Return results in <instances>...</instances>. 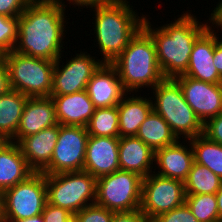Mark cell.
I'll return each mask as SVG.
<instances>
[{
    "instance_id": "1",
    "label": "cell",
    "mask_w": 222,
    "mask_h": 222,
    "mask_svg": "<svg viewBox=\"0 0 222 222\" xmlns=\"http://www.w3.org/2000/svg\"><path fill=\"white\" fill-rule=\"evenodd\" d=\"M65 10L58 0H32L18 17V39L13 51L56 61L64 52Z\"/></svg>"
},
{
    "instance_id": "2",
    "label": "cell",
    "mask_w": 222,
    "mask_h": 222,
    "mask_svg": "<svg viewBox=\"0 0 222 222\" xmlns=\"http://www.w3.org/2000/svg\"><path fill=\"white\" fill-rule=\"evenodd\" d=\"M150 18L145 17L143 28L154 40L157 61L165 78L183 75L189 64L195 41L210 27L198 22L197 17L185 11L177 20L158 28L151 27ZM155 28V29H154Z\"/></svg>"
},
{
    "instance_id": "3",
    "label": "cell",
    "mask_w": 222,
    "mask_h": 222,
    "mask_svg": "<svg viewBox=\"0 0 222 222\" xmlns=\"http://www.w3.org/2000/svg\"><path fill=\"white\" fill-rule=\"evenodd\" d=\"M130 0H113L102 6L92 7L96 34L103 63L111 64L126 48L130 40L143 27L145 15L139 17L130 4ZM95 24V25H94Z\"/></svg>"
},
{
    "instance_id": "4",
    "label": "cell",
    "mask_w": 222,
    "mask_h": 222,
    "mask_svg": "<svg viewBox=\"0 0 222 222\" xmlns=\"http://www.w3.org/2000/svg\"><path fill=\"white\" fill-rule=\"evenodd\" d=\"M111 64L117 69L119 79L129 93L150 86L152 91L165 79L157 61L154 40L143 27Z\"/></svg>"
},
{
    "instance_id": "5",
    "label": "cell",
    "mask_w": 222,
    "mask_h": 222,
    "mask_svg": "<svg viewBox=\"0 0 222 222\" xmlns=\"http://www.w3.org/2000/svg\"><path fill=\"white\" fill-rule=\"evenodd\" d=\"M153 95V110L164 119L178 139L189 140L203 134L202 122L187 104L182 88L174 78H165L158 83L153 88Z\"/></svg>"
},
{
    "instance_id": "6",
    "label": "cell",
    "mask_w": 222,
    "mask_h": 222,
    "mask_svg": "<svg viewBox=\"0 0 222 222\" xmlns=\"http://www.w3.org/2000/svg\"><path fill=\"white\" fill-rule=\"evenodd\" d=\"M13 90L28 98L50 97L55 61L30 57L15 51L2 55Z\"/></svg>"
},
{
    "instance_id": "7",
    "label": "cell",
    "mask_w": 222,
    "mask_h": 222,
    "mask_svg": "<svg viewBox=\"0 0 222 222\" xmlns=\"http://www.w3.org/2000/svg\"><path fill=\"white\" fill-rule=\"evenodd\" d=\"M97 179L87 171L46 174L47 199L73 215L94 204Z\"/></svg>"
},
{
    "instance_id": "8",
    "label": "cell",
    "mask_w": 222,
    "mask_h": 222,
    "mask_svg": "<svg viewBox=\"0 0 222 222\" xmlns=\"http://www.w3.org/2000/svg\"><path fill=\"white\" fill-rule=\"evenodd\" d=\"M143 177L134 172L117 170L97 179V205L108 210L133 212L140 209Z\"/></svg>"
},
{
    "instance_id": "9",
    "label": "cell",
    "mask_w": 222,
    "mask_h": 222,
    "mask_svg": "<svg viewBox=\"0 0 222 222\" xmlns=\"http://www.w3.org/2000/svg\"><path fill=\"white\" fill-rule=\"evenodd\" d=\"M47 202L46 174L33 172L2 193L3 216L15 222L41 215Z\"/></svg>"
},
{
    "instance_id": "10",
    "label": "cell",
    "mask_w": 222,
    "mask_h": 222,
    "mask_svg": "<svg viewBox=\"0 0 222 222\" xmlns=\"http://www.w3.org/2000/svg\"><path fill=\"white\" fill-rule=\"evenodd\" d=\"M184 182L150 173L142 181L140 211L151 221L185 203Z\"/></svg>"
},
{
    "instance_id": "11",
    "label": "cell",
    "mask_w": 222,
    "mask_h": 222,
    "mask_svg": "<svg viewBox=\"0 0 222 222\" xmlns=\"http://www.w3.org/2000/svg\"><path fill=\"white\" fill-rule=\"evenodd\" d=\"M89 134L86 127L59 124V136L44 174L82 171Z\"/></svg>"
},
{
    "instance_id": "12",
    "label": "cell",
    "mask_w": 222,
    "mask_h": 222,
    "mask_svg": "<svg viewBox=\"0 0 222 222\" xmlns=\"http://www.w3.org/2000/svg\"><path fill=\"white\" fill-rule=\"evenodd\" d=\"M86 53L84 51L75 53L76 56L67 60L66 65L61 60L63 55L55 61L51 96L68 95L86 90L88 81L103 64L101 58L95 59L94 56L91 57L89 53Z\"/></svg>"
},
{
    "instance_id": "13",
    "label": "cell",
    "mask_w": 222,
    "mask_h": 222,
    "mask_svg": "<svg viewBox=\"0 0 222 222\" xmlns=\"http://www.w3.org/2000/svg\"><path fill=\"white\" fill-rule=\"evenodd\" d=\"M182 88L187 104L205 124L222 113V83H208L185 75L174 78Z\"/></svg>"
},
{
    "instance_id": "14",
    "label": "cell",
    "mask_w": 222,
    "mask_h": 222,
    "mask_svg": "<svg viewBox=\"0 0 222 222\" xmlns=\"http://www.w3.org/2000/svg\"><path fill=\"white\" fill-rule=\"evenodd\" d=\"M86 92L95 109L117 106L128 93L117 69L108 63H103L94 73L87 83Z\"/></svg>"
},
{
    "instance_id": "15",
    "label": "cell",
    "mask_w": 222,
    "mask_h": 222,
    "mask_svg": "<svg viewBox=\"0 0 222 222\" xmlns=\"http://www.w3.org/2000/svg\"><path fill=\"white\" fill-rule=\"evenodd\" d=\"M119 169V138L89 136L83 170L98 179Z\"/></svg>"
},
{
    "instance_id": "16",
    "label": "cell",
    "mask_w": 222,
    "mask_h": 222,
    "mask_svg": "<svg viewBox=\"0 0 222 222\" xmlns=\"http://www.w3.org/2000/svg\"><path fill=\"white\" fill-rule=\"evenodd\" d=\"M210 26L194 43L189 64L183 74L192 79L212 84L222 83V77L214 66L215 32Z\"/></svg>"
},
{
    "instance_id": "17",
    "label": "cell",
    "mask_w": 222,
    "mask_h": 222,
    "mask_svg": "<svg viewBox=\"0 0 222 222\" xmlns=\"http://www.w3.org/2000/svg\"><path fill=\"white\" fill-rule=\"evenodd\" d=\"M180 140L178 139L174 144L155 151V169L153 170L155 171L157 168L156 174L159 176L184 182L194 162V153L189 140H185L186 143L188 141L187 144L189 145Z\"/></svg>"
},
{
    "instance_id": "18",
    "label": "cell",
    "mask_w": 222,
    "mask_h": 222,
    "mask_svg": "<svg viewBox=\"0 0 222 222\" xmlns=\"http://www.w3.org/2000/svg\"><path fill=\"white\" fill-rule=\"evenodd\" d=\"M57 124L55 103L51 97L28 98L18 130L10 141L18 143L24 137Z\"/></svg>"
},
{
    "instance_id": "19",
    "label": "cell",
    "mask_w": 222,
    "mask_h": 222,
    "mask_svg": "<svg viewBox=\"0 0 222 222\" xmlns=\"http://www.w3.org/2000/svg\"><path fill=\"white\" fill-rule=\"evenodd\" d=\"M58 136L59 124L24 137L17 143L34 172H41L50 163Z\"/></svg>"
},
{
    "instance_id": "20",
    "label": "cell",
    "mask_w": 222,
    "mask_h": 222,
    "mask_svg": "<svg viewBox=\"0 0 222 222\" xmlns=\"http://www.w3.org/2000/svg\"><path fill=\"white\" fill-rule=\"evenodd\" d=\"M55 103L56 119L60 125L86 127L94 114V105L86 90L50 96Z\"/></svg>"
},
{
    "instance_id": "21",
    "label": "cell",
    "mask_w": 222,
    "mask_h": 222,
    "mask_svg": "<svg viewBox=\"0 0 222 222\" xmlns=\"http://www.w3.org/2000/svg\"><path fill=\"white\" fill-rule=\"evenodd\" d=\"M155 152L136 136L119 137V166L145 178L154 172Z\"/></svg>"
},
{
    "instance_id": "22",
    "label": "cell",
    "mask_w": 222,
    "mask_h": 222,
    "mask_svg": "<svg viewBox=\"0 0 222 222\" xmlns=\"http://www.w3.org/2000/svg\"><path fill=\"white\" fill-rule=\"evenodd\" d=\"M33 172L19 145L13 141H5L0 147V192L24 181Z\"/></svg>"
},
{
    "instance_id": "23",
    "label": "cell",
    "mask_w": 222,
    "mask_h": 222,
    "mask_svg": "<svg viewBox=\"0 0 222 222\" xmlns=\"http://www.w3.org/2000/svg\"><path fill=\"white\" fill-rule=\"evenodd\" d=\"M127 93L117 105L119 116V137L136 136L140 125L153 110L152 98ZM151 99V100H149Z\"/></svg>"
},
{
    "instance_id": "24",
    "label": "cell",
    "mask_w": 222,
    "mask_h": 222,
    "mask_svg": "<svg viewBox=\"0 0 222 222\" xmlns=\"http://www.w3.org/2000/svg\"><path fill=\"white\" fill-rule=\"evenodd\" d=\"M28 97L11 89L0 96V135L10 141L16 134Z\"/></svg>"
},
{
    "instance_id": "25",
    "label": "cell",
    "mask_w": 222,
    "mask_h": 222,
    "mask_svg": "<svg viewBox=\"0 0 222 222\" xmlns=\"http://www.w3.org/2000/svg\"><path fill=\"white\" fill-rule=\"evenodd\" d=\"M136 137L148 145L154 152L172 145L178 140L171 131L170 126L154 110L150 112L145 121L140 125Z\"/></svg>"
},
{
    "instance_id": "26",
    "label": "cell",
    "mask_w": 222,
    "mask_h": 222,
    "mask_svg": "<svg viewBox=\"0 0 222 222\" xmlns=\"http://www.w3.org/2000/svg\"><path fill=\"white\" fill-rule=\"evenodd\" d=\"M194 153V162L209 168L222 179V145L199 135L189 139Z\"/></svg>"
},
{
    "instance_id": "27",
    "label": "cell",
    "mask_w": 222,
    "mask_h": 222,
    "mask_svg": "<svg viewBox=\"0 0 222 222\" xmlns=\"http://www.w3.org/2000/svg\"><path fill=\"white\" fill-rule=\"evenodd\" d=\"M184 186L186 194H216L222 179L209 168L193 162Z\"/></svg>"
},
{
    "instance_id": "28",
    "label": "cell",
    "mask_w": 222,
    "mask_h": 222,
    "mask_svg": "<svg viewBox=\"0 0 222 222\" xmlns=\"http://www.w3.org/2000/svg\"><path fill=\"white\" fill-rule=\"evenodd\" d=\"M86 129L89 136L119 138L117 106L95 109Z\"/></svg>"
},
{
    "instance_id": "29",
    "label": "cell",
    "mask_w": 222,
    "mask_h": 222,
    "mask_svg": "<svg viewBox=\"0 0 222 222\" xmlns=\"http://www.w3.org/2000/svg\"><path fill=\"white\" fill-rule=\"evenodd\" d=\"M185 203L199 222H220L215 194H186Z\"/></svg>"
},
{
    "instance_id": "30",
    "label": "cell",
    "mask_w": 222,
    "mask_h": 222,
    "mask_svg": "<svg viewBox=\"0 0 222 222\" xmlns=\"http://www.w3.org/2000/svg\"><path fill=\"white\" fill-rule=\"evenodd\" d=\"M18 39V17L0 15V52L14 50Z\"/></svg>"
},
{
    "instance_id": "31",
    "label": "cell",
    "mask_w": 222,
    "mask_h": 222,
    "mask_svg": "<svg viewBox=\"0 0 222 222\" xmlns=\"http://www.w3.org/2000/svg\"><path fill=\"white\" fill-rule=\"evenodd\" d=\"M114 211L97 205H88L74 215V222H112Z\"/></svg>"
},
{
    "instance_id": "32",
    "label": "cell",
    "mask_w": 222,
    "mask_h": 222,
    "mask_svg": "<svg viewBox=\"0 0 222 222\" xmlns=\"http://www.w3.org/2000/svg\"><path fill=\"white\" fill-rule=\"evenodd\" d=\"M153 222H199L186 203L156 217Z\"/></svg>"
},
{
    "instance_id": "33",
    "label": "cell",
    "mask_w": 222,
    "mask_h": 222,
    "mask_svg": "<svg viewBox=\"0 0 222 222\" xmlns=\"http://www.w3.org/2000/svg\"><path fill=\"white\" fill-rule=\"evenodd\" d=\"M44 222H74V215L66 209L46 203L42 212Z\"/></svg>"
},
{
    "instance_id": "34",
    "label": "cell",
    "mask_w": 222,
    "mask_h": 222,
    "mask_svg": "<svg viewBox=\"0 0 222 222\" xmlns=\"http://www.w3.org/2000/svg\"><path fill=\"white\" fill-rule=\"evenodd\" d=\"M203 135L222 145V113L203 124Z\"/></svg>"
},
{
    "instance_id": "35",
    "label": "cell",
    "mask_w": 222,
    "mask_h": 222,
    "mask_svg": "<svg viewBox=\"0 0 222 222\" xmlns=\"http://www.w3.org/2000/svg\"><path fill=\"white\" fill-rule=\"evenodd\" d=\"M32 0H0V15L19 17Z\"/></svg>"
},
{
    "instance_id": "36",
    "label": "cell",
    "mask_w": 222,
    "mask_h": 222,
    "mask_svg": "<svg viewBox=\"0 0 222 222\" xmlns=\"http://www.w3.org/2000/svg\"><path fill=\"white\" fill-rule=\"evenodd\" d=\"M112 222H153L148 219L141 211L114 213Z\"/></svg>"
},
{
    "instance_id": "37",
    "label": "cell",
    "mask_w": 222,
    "mask_h": 222,
    "mask_svg": "<svg viewBox=\"0 0 222 222\" xmlns=\"http://www.w3.org/2000/svg\"><path fill=\"white\" fill-rule=\"evenodd\" d=\"M9 72L3 58L0 60V96L11 90Z\"/></svg>"
},
{
    "instance_id": "38",
    "label": "cell",
    "mask_w": 222,
    "mask_h": 222,
    "mask_svg": "<svg viewBox=\"0 0 222 222\" xmlns=\"http://www.w3.org/2000/svg\"><path fill=\"white\" fill-rule=\"evenodd\" d=\"M217 33L218 30L217 32H215V49H214L213 60H214V66L216 67L219 75L222 77V38L218 37L219 34L216 35Z\"/></svg>"
},
{
    "instance_id": "39",
    "label": "cell",
    "mask_w": 222,
    "mask_h": 222,
    "mask_svg": "<svg viewBox=\"0 0 222 222\" xmlns=\"http://www.w3.org/2000/svg\"><path fill=\"white\" fill-rule=\"evenodd\" d=\"M64 7H67V5L65 6V2H63V0H58ZM69 2V4H73L81 7L79 9H82L83 7L85 8V6L87 8H92V7H97V6H102V5H106L108 3H110L113 0H67Z\"/></svg>"
},
{
    "instance_id": "40",
    "label": "cell",
    "mask_w": 222,
    "mask_h": 222,
    "mask_svg": "<svg viewBox=\"0 0 222 222\" xmlns=\"http://www.w3.org/2000/svg\"><path fill=\"white\" fill-rule=\"evenodd\" d=\"M217 6L214 7V10L211 12V16H209V24L212 23L211 26H214V24L217 26L216 28L222 29V0H219Z\"/></svg>"
},
{
    "instance_id": "41",
    "label": "cell",
    "mask_w": 222,
    "mask_h": 222,
    "mask_svg": "<svg viewBox=\"0 0 222 222\" xmlns=\"http://www.w3.org/2000/svg\"><path fill=\"white\" fill-rule=\"evenodd\" d=\"M215 195L217 198V206H218V213H219L220 222H222V186L216 192Z\"/></svg>"
},
{
    "instance_id": "42",
    "label": "cell",
    "mask_w": 222,
    "mask_h": 222,
    "mask_svg": "<svg viewBox=\"0 0 222 222\" xmlns=\"http://www.w3.org/2000/svg\"><path fill=\"white\" fill-rule=\"evenodd\" d=\"M15 222H44L43 216L41 215H36L31 218L23 219L20 221H15Z\"/></svg>"
},
{
    "instance_id": "43",
    "label": "cell",
    "mask_w": 222,
    "mask_h": 222,
    "mask_svg": "<svg viewBox=\"0 0 222 222\" xmlns=\"http://www.w3.org/2000/svg\"><path fill=\"white\" fill-rule=\"evenodd\" d=\"M3 215L2 192H0V217Z\"/></svg>"
},
{
    "instance_id": "44",
    "label": "cell",
    "mask_w": 222,
    "mask_h": 222,
    "mask_svg": "<svg viewBox=\"0 0 222 222\" xmlns=\"http://www.w3.org/2000/svg\"><path fill=\"white\" fill-rule=\"evenodd\" d=\"M0 222H12V221L2 215L0 217Z\"/></svg>"
},
{
    "instance_id": "45",
    "label": "cell",
    "mask_w": 222,
    "mask_h": 222,
    "mask_svg": "<svg viewBox=\"0 0 222 222\" xmlns=\"http://www.w3.org/2000/svg\"><path fill=\"white\" fill-rule=\"evenodd\" d=\"M6 140L0 135V147L3 145V143L5 142Z\"/></svg>"
}]
</instances>
